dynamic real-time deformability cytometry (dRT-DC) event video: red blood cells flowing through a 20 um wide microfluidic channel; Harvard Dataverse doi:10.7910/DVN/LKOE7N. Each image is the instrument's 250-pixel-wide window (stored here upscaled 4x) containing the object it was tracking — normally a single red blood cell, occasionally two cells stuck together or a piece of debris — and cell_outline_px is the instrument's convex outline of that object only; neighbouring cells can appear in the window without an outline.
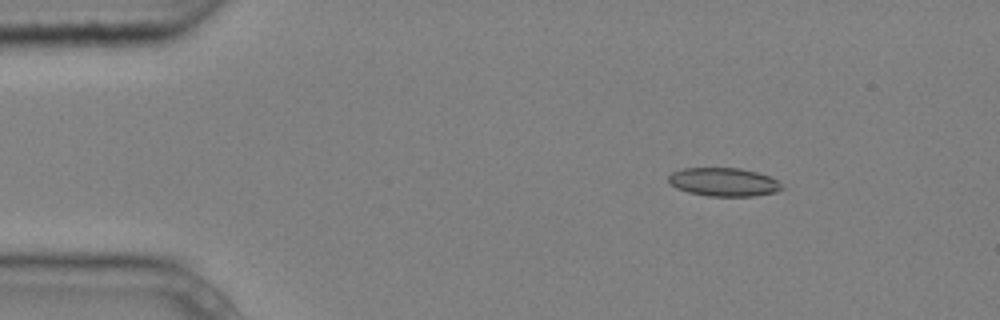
{"species": "common noctule bat (a hibernating species)", "species_latin": "Nyctalus noctula", "temperature_condition": "cold", "stored_images_in_passage": 4, "camera_frame_rate_fps": 3000, "um_per_image_px": 0.085, "animal": {"sex": "male", "body_mass_g": 20.4}, "frame": {"image": 1, "passage_image": 2, "time_ms": 0.333, "image_size_px": [1000, 320], "cell_outline_px": [[784, 188], [776, 192], [752, 196], [708, 196], [688, 192], [676, 188], [668, 184], [668, 176], [672, 172], [684, 168], [740, 168], [756, 172], [768, 176], [776, 180]], "centroid_in_image_um": [61.47, 15.47], "position_along_channel_um": 23.5, "area_um2": 18.79}}